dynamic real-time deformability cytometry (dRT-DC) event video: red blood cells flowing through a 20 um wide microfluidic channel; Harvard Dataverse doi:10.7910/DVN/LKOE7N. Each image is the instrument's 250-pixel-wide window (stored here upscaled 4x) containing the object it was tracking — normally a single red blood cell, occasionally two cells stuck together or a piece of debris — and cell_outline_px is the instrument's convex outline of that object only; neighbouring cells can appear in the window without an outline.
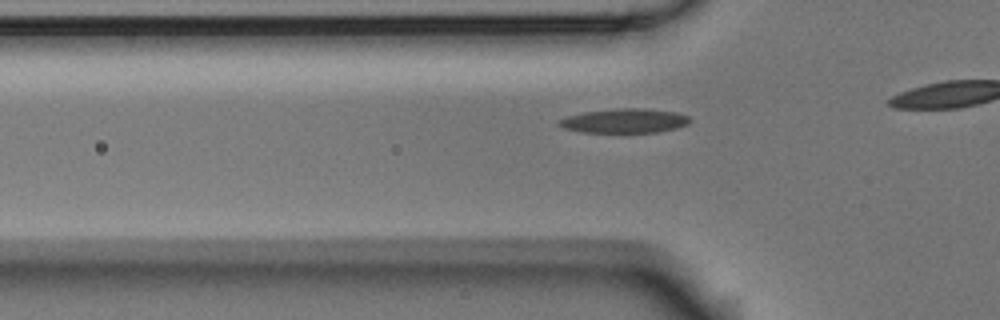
{"species": "Egyptian fruit bat (a non-hibernating species)", "species_latin": "Rousettus aegyptiacus", "temperature_condition": "room temperature", "stored_images_in_passage": 20, "camera_frame_rate_fps": 3000, "um_per_image_px": 0.085, "animal": {"sex": "male"}, "frame": {"image": 1, "passage_image": 14, "time_ms": 4.333, "image_size_px": [1000, 320], "cell_outline_px": [[692, 120], [688, 124], [676, 128], [656, 132], [584, 132], [564, 128], [556, 124], [556, 120], [568, 116], [584, 112], [616, 108], [644, 108], [676, 112], [688, 116]], "centroid_in_image_um": [53.08, 10.26], "position_along_channel_um": 72.7, "area_um2": 18.55}}
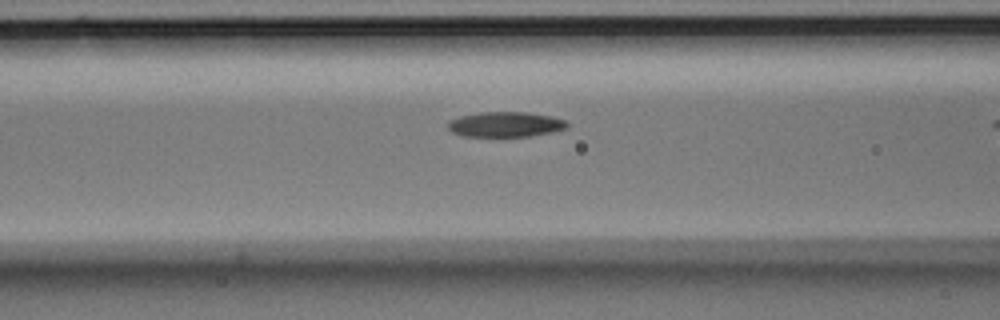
{"frame": {"image": 2, "passage_image": 18, "time_ms": 5.667, "image_size_px": [1000, 320], "cell_outline_px": [[568, 128], [552, 132], [528, 136], [464, 136], [452, 132], [448, 128], [448, 124], [452, 120], [460, 116], [480, 112], [528, 112], [552, 116], [568, 120]], "centroid_in_image_um": [43.02, 10.56], "position_along_channel_um": 123.6, "area_um2": 17.46}}